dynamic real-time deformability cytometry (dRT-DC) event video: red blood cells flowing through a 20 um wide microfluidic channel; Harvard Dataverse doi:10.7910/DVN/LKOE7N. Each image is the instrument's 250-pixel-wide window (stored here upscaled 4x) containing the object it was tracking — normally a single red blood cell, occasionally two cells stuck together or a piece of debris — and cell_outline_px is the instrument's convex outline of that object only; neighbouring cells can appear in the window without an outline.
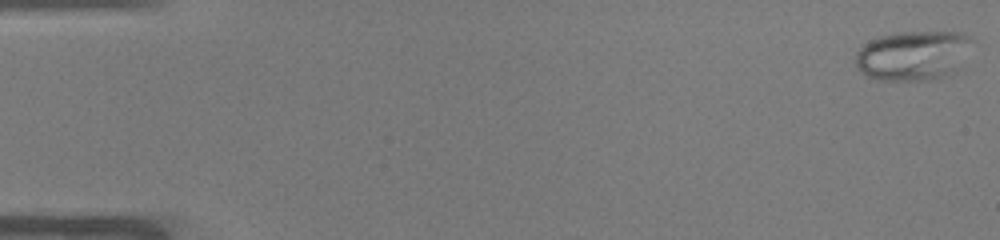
{"species": "common noctule bat (a hibernating species)", "species_latin": "Nyctalus noctula", "temperature_condition": "warm", "stored_images_in_passage": 9, "camera_frame_rate_fps": 3000, "um_per_image_px": 0.085, "animal": {"sex": "male", "body_mass_g": 19.0, "forearm_length_mm": 50.8}, "frame": {"image": 1, "passage_image": 1, "time_ms": 0.0, "image_size_px": [1000, 240], "cell_outline_px": [[976, 40], [956, 72], [952, 76], [940, 80], [876, 80], [868, 76], [856, 68], [856, 52], [868, 40], [876, 36], [896, 32], [964, 32]], "centroid_in_image_um": [77.67, 4.72], "position_along_channel_um": 7.3, "area_um2": 34.8}}